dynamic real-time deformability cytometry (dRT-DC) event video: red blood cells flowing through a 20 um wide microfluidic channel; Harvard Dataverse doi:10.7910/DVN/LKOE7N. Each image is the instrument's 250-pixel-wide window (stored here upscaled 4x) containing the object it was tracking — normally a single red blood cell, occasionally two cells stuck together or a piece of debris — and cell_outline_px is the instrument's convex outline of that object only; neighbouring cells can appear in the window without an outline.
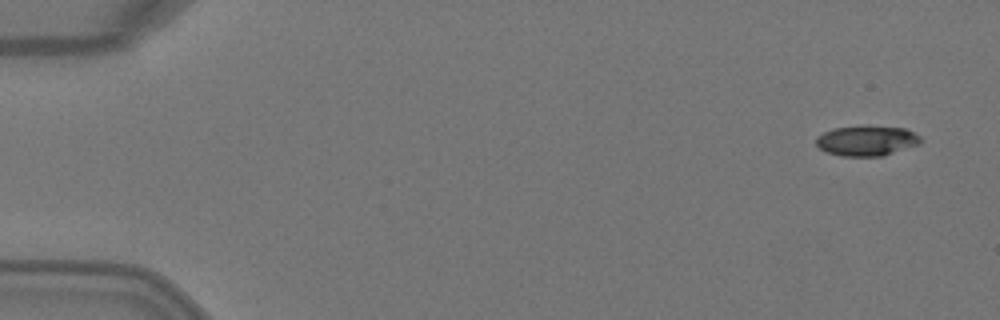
{"species": "Egyptian fruit bat (a non-hibernating species)", "species_latin": "Rousettus aegyptiacus", "temperature_condition": "warm", "stored_images_in_passage": 6, "camera_frame_rate_fps": 3000, "um_per_image_px": 0.085, "animal": {"sex": "female"}, "frame": {"image": 1, "passage_image": 1, "time_ms": 0.0, "image_size_px": [1000, 320], "cell_outline_px": [[924, 140], [920, 144], [884, 156], [840, 156], [828, 152], [820, 148], [816, 144], [816, 136], [832, 128], [860, 124], [864, 124], [904, 128], [920, 136]], "centroid_in_image_um": [73.68, 11.93], "position_along_channel_um": 11.3, "area_um2": 18.96}}
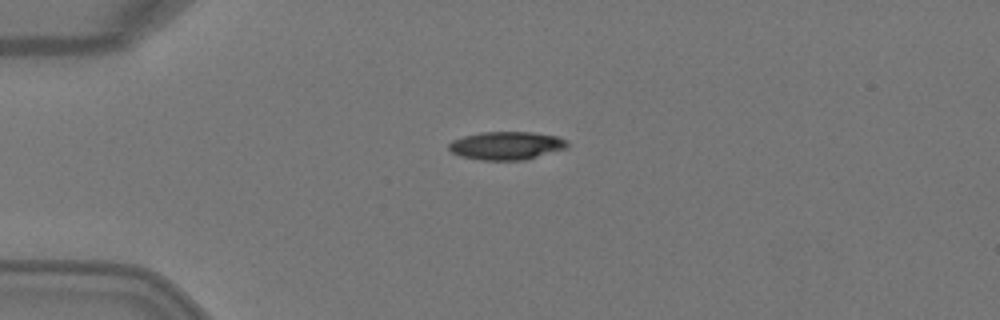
{"frame": {"image": 2, "passage_image": 4, "time_ms": 1.0, "image_size_px": [1000, 320], "cell_outline_px": [[568, 148], [524, 160], [480, 160], [460, 156], [452, 152], [448, 148], [448, 144], [452, 140], [464, 136], [480, 132], [532, 132], [556, 136], [568, 140]], "centroid_in_image_um": [43.05, 12.38], "position_along_channel_um": 41.9, "area_um2": 19.54}}
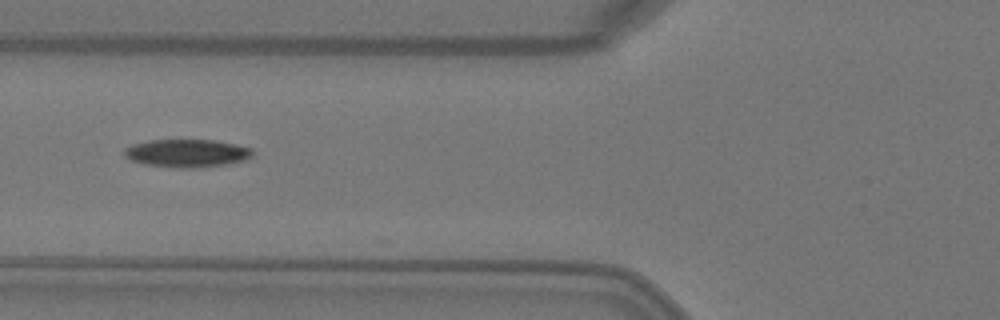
{"frame": {"image": 3, "passage_image": 6, "time_ms": 1.667, "image_size_px": [1000, 320], "cell_outline_px": [[252, 156], [244, 160], [228, 164], [192, 168], [176, 168], [144, 164], [132, 160], [124, 156], [124, 148], [132, 144], [148, 140], [216, 140], [252, 148]], "centroid_in_image_um": [15.87, 13.02], "position_along_channel_um": 109.9, "area_um2": 20.92}}